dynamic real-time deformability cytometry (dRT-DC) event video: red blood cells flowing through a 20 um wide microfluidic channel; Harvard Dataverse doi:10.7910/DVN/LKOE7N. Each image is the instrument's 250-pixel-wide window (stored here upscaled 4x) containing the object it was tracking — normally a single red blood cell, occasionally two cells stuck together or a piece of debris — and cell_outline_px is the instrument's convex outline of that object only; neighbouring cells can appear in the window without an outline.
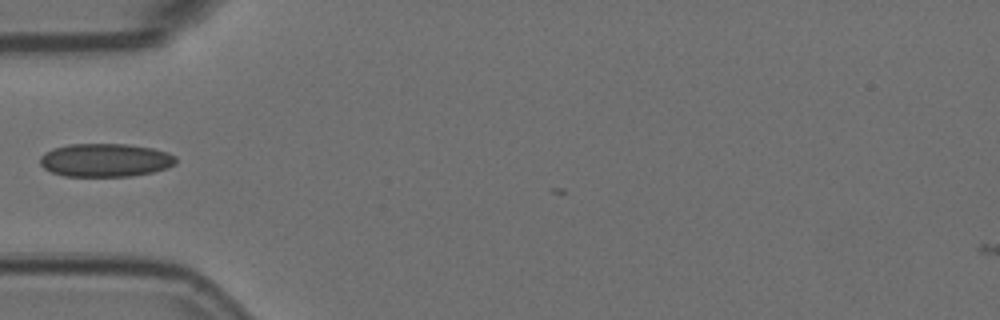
{"species": "Egyptian fruit bat (a non-hibernating species)", "species_latin": "Rousettus aegyptiacus", "temperature_condition": "room temperature", "stored_images_in_passage": 2, "camera_frame_rate_fps": 3000, "um_per_image_px": 0.085, "animal": {"sex": "female"}, "frame": {"image": 1, "passage_image": 1, "time_ms": 0.0, "image_size_px": [1000, 320], "cell_outline_px": [[176, 164], [168, 168], [152, 172], [132, 176], [64, 176], [52, 172], [44, 168], [40, 164], [40, 156], [44, 152], [52, 148], [68, 144], [128, 144], [152, 148], [168, 152], [176, 156]], "centroid_in_image_um": [8.96, 13.61], "position_along_channel_um": 76.0, "area_um2": 26.59}}